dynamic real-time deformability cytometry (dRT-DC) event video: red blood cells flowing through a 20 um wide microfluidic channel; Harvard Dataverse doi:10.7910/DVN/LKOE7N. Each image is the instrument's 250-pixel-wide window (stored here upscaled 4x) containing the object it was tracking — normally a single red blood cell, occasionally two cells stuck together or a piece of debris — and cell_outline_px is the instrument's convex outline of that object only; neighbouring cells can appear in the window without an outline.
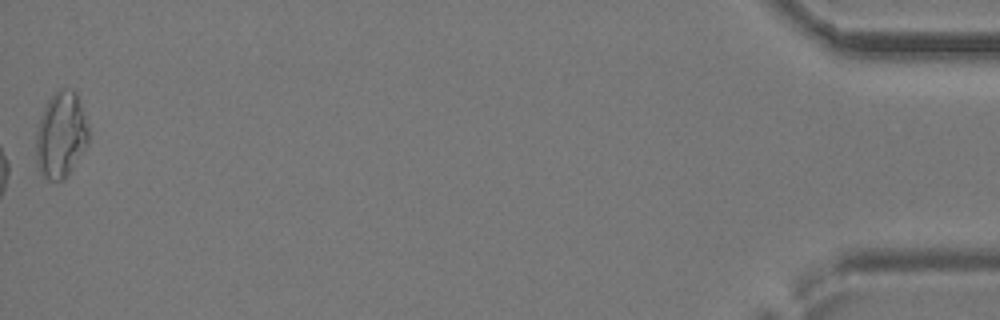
{"species": "common noctule bat (a hibernating species)", "species_latin": "Nyctalus noctula", "temperature_condition": "cold", "stored_images_in_passage": 30, "camera_frame_rate_fps": 3000, "um_per_image_px": 0.085, "animal": {"sex": "female", "body_mass_g": 24.6, "forearm_length_mm": 56.2}, "frame": {"image": 1, "passage_image": 30, "time_ms": 9.667, "image_size_px": [1000, 320], "cell_outline_px": [[92, 136], [88, 144], [68, 176], [64, 180], [48, 180], [40, 172], [36, 164], [36, 128], [40, 116], [48, 100], [60, 88], [72, 88], [76, 92]], "centroid_in_image_um": [5.2, 11.48], "position_along_channel_um": 430.0, "area_um2": 26.82}}